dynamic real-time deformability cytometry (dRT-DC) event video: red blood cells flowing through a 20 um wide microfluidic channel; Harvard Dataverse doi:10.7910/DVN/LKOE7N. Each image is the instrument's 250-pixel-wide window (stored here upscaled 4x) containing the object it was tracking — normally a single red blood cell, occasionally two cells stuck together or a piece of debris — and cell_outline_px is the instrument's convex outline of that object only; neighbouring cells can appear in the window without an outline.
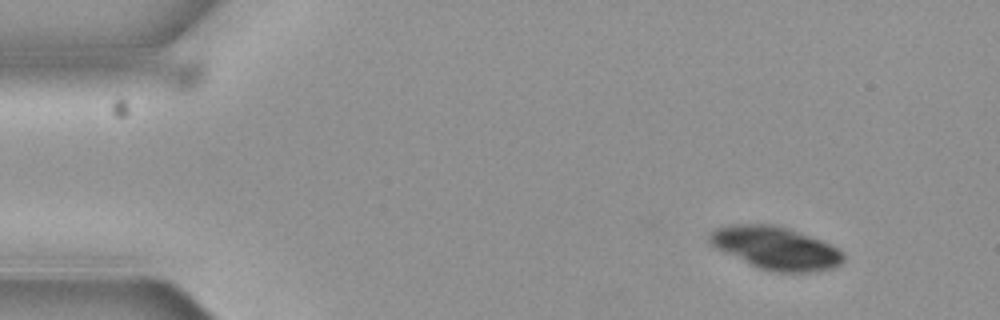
{"species": "common noctule bat (a hibernating species)", "species_latin": "Nyctalus noctula", "temperature_condition": "cold", "stored_images_in_passage": 5, "camera_frame_rate_fps": 3000, "um_per_image_px": 0.085, "animal": {"sex": "female", "body_mass_g": 19.3, "forearm_length_mm": 54.1}, "frame": {"image": 1, "passage_image": 1, "time_ms": 0.0, "image_size_px": [1000, 320], "cell_outline_px": [[844, 260], [840, 264], [832, 268], [808, 272], [776, 272], [760, 268], [724, 252], [716, 248], [708, 240], [708, 236], [716, 228], [728, 224], [776, 224], [788, 228], [820, 240], [840, 248], [844, 252]], "centroid_in_image_um": [65.96, 21.07], "position_along_channel_um": 19.0, "area_um2": 33.18}}